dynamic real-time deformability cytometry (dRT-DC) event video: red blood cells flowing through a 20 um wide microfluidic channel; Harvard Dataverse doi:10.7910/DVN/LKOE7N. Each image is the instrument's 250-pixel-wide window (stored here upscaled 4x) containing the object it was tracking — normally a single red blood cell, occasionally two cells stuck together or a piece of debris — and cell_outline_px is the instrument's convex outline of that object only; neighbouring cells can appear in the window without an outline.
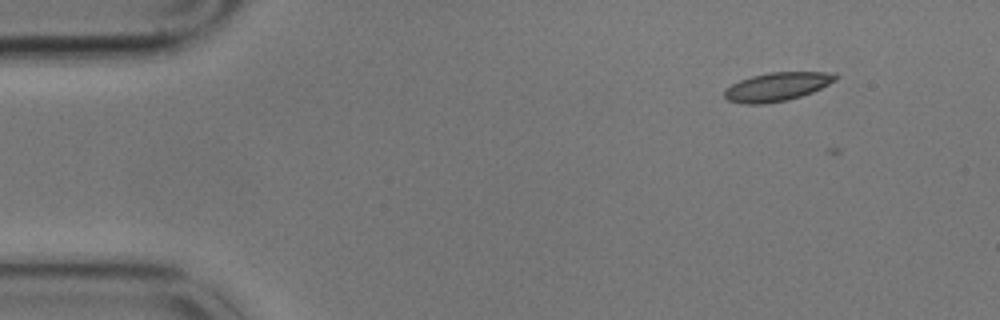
{"species": "common noctule bat (a hibernating species)", "species_latin": "Nyctalus noctula", "temperature_condition": "cold", "stored_images_in_passage": 2, "camera_frame_rate_fps": 3000, "um_per_image_px": 0.085, "animal": {"sex": "male", "body_mass_g": 17.9}, "frame": {"image": 1, "passage_image": 1, "time_ms": 0.0, "image_size_px": [1000, 320], "cell_outline_px": [[840, 76], [836, 80], [812, 92], [788, 100], [764, 104], [744, 104], [728, 100], [724, 96], [724, 88], [740, 80], [752, 76], [772, 72], [836, 72]], "centroid_in_image_um": [66.06, 7.37], "position_along_channel_um": 18.9, "area_um2": 18.55}}